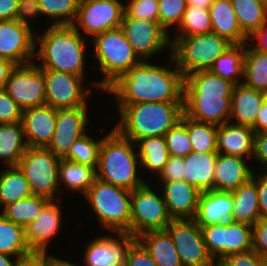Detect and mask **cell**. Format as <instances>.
I'll return each mask as SVG.
<instances>
[{
	"mask_svg": "<svg viewBox=\"0 0 267 266\" xmlns=\"http://www.w3.org/2000/svg\"><path fill=\"white\" fill-rule=\"evenodd\" d=\"M19 0H0V20H14Z\"/></svg>",
	"mask_w": 267,
	"mask_h": 266,
	"instance_id": "cell-56",
	"label": "cell"
},
{
	"mask_svg": "<svg viewBox=\"0 0 267 266\" xmlns=\"http://www.w3.org/2000/svg\"><path fill=\"white\" fill-rule=\"evenodd\" d=\"M260 266H267V258L261 257V259H260Z\"/></svg>",
	"mask_w": 267,
	"mask_h": 266,
	"instance_id": "cell-63",
	"label": "cell"
},
{
	"mask_svg": "<svg viewBox=\"0 0 267 266\" xmlns=\"http://www.w3.org/2000/svg\"><path fill=\"white\" fill-rule=\"evenodd\" d=\"M18 257H13L11 255L0 253V266H15Z\"/></svg>",
	"mask_w": 267,
	"mask_h": 266,
	"instance_id": "cell-62",
	"label": "cell"
},
{
	"mask_svg": "<svg viewBox=\"0 0 267 266\" xmlns=\"http://www.w3.org/2000/svg\"><path fill=\"white\" fill-rule=\"evenodd\" d=\"M23 109L11 98L5 89L0 90V123L22 121Z\"/></svg>",
	"mask_w": 267,
	"mask_h": 266,
	"instance_id": "cell-47",
	"label": "cell"
},
{
	"mask_svg": "<svg viewBox=\"0 0 267 266\" xmlns=\"http://www.w3.org/2000/svg\"><path fill=\"white\" fill-rule=\"evenodd\" d=\"M218 152H195L184 157V180L200 192L214 190V169Z\"/></svg>",
	"mask_w": 267,
	"mask_h": 266,
	"instance_id": "cell-27",
	"label": "cell"
},
{
	"mask_svg": "<svg viewBox=\"0 0 267 266\" xmlns=\"http://www.w3.org/2000/svg\"><path fill=\"white\" fill-rule=\"evenodd\" d=\"M42 70L45 77V105L57 110L89 108L88 97L92 95V88L104 91L96 81H92L89 86L85 82L86 79L80 76L50 69Z\"/></svg>",
	"mask_w": 267,
	"mask_h": 266,
	"instance_id": "cell-11",
	"label": "cell"
},
{
	"mask_svg": "<svg viewBox=\"0 0 267 266\" xmlns=\"http://www.w3.org/2000/svg\"><path fill=\"white\" fill-rule=\"evenodd\" d=\"M139 166L140 159L133 141L122 136L114 127L102 137L96 178L133 191L147 182L139 172Z\"/></svg>",
	"mask_w": 267,
	"mask_h": 266,
	"instance_id": "cell-5",
	"label": "cell"
},
{
	"mask_svg": "<svg viewBox=\"0 0 267 266\" xmlns=\"http://www.w3.org/2000/svg\"><path fill=\"white\" fill-rule=\"evenodd\" d=\"M263 103L267 105V91L263 92Z\"/></svg>",
	"mask_w": 267,
	"mask_h": 266,
	"instance_id": "cell-64",
	"label": "cell"
},
{
	"mask_svg": "<svg viewBox=\"0 0 267 266\" xmlns=\"http://www.w3.org/2000/svg\"><path fill=\"white\" fill-rule=\"evenodd\" d=\"M159 183L172 219H194L200 191L185 180Z\"/></svg>",
	"mask_w": 267,
	"mask_h": 266,
	"instance_id": "cell-23",
	"label": "cell"
},
{
	"mask_svg": "<svg viewBox=\"0 0 267 266\" xmlns=\"http://www.w3.org/2000/svg\"><path fill=\"white\" fill-rule=\"evenodd\" d=\"M44 266H79V264H73L70 260H63L60 257L44 252Z\"/></svg>",
	"mask_w": 267,
	"mask_h": 266,
	"instance_id": "cell-60",
	"label": "cell"
},
{
	"mask_svg": "<svg viewBox=\"0 0 267 266\" xmlns=\"http://www.w3.org/2000/svg\"><path fill=\"white\" fill-rule=\"evenodd\" d=\"M125 266H158L150 254L136 240L126 255Z\"/></svg>",
	"mask_w": 267,
	"mask_h": 266,
	"instance_id": "cell-51",
	"label": "cell"
},
{
	"mask_svg": "<svg viewBox=\"0 0 267 266\" xmlns=\"http://www.w3.org/2000/svg\"><path fill=\"white\" fill-rule=\"evenodd\" d=\"M15 66L10 60L0 57V90L5 89L8 75Z\"/></svg>",
	"mask_w": 267,
	"mask_h": 266,
	"instance_id": "cell-59",
	"label": "cell"
},
{
	"mask_svg": "<svg viewBox=\"0 0 267 266\" xmlns=\"http://www.w3.org/2000/svg\"><path fill=\"white\" fill-rule=\"evenodd\" d=\"M60 200H50L36 220L24 228L25 241L31 252H49L51 241L60 233L64 223Z\"/></svg>",
	"mask_w": 267,
	"mask_h": 266,
	"instance_id": "cell-20",
	"label": "cell"
},
{
	"mask_svg": "<svg viewBox=\"0 0 267 266\" xmlns=\"http://www.w3.org/2000/svg\"><path fill=\"white\" fill-rule=\"evenodd\" d=\"M49 201L47 198L32 195L5 206L0 213L6 219L25 228L36 220Z\"/></svg>",
	"mask_w": 267,
	"mask_h": 266,
	"instance_id": "cell-38",
	"label": "cell"
},
{
	"mask_svg": "<svg viewBox=\"0 0 267 266\" xmlns=\"http://www.w3.org/2000/svg\"><path fill=\"white\" fill-rule=\"evenodd\" d=\"M234 85L209 70L184 77V114L193 120L217 126L229 122Z\"/></svg>",
	"mask_w": 267,
	"mask_h": 266,
	"instance_id": "cell-2",
	"label": "cell"
},
{
	"mask_svg": "<svg viewBox=\"0 0 267 266\" xmlns=\"http://www.w3.org/2000/svg\"><path fill=\"white\" fill-rule=\"evenodd\" d=\"M173 31L174 36H191L211 32V16L209 10L198 6H187L182 20Z\"/></svg>",
	"mask_w": 267,
	"mask_h": 266,
	"instance_id": "cell-42",
	"label": "cell"
},
{
	"mask_svg": "<svg viewBox=\"0 0 267 266\" xmlns=\"http://www.w3.org/2000/svg\"><path fill=\"white\" fill-rule=\"evenodd\" d=\"M168 53L169 64L142 61L120 75L104 92L111 93L116 104L184 102V77L171 52Z\"/></svg>",
	"mask_w": 267,
	"mask_h": 266,
	"instance_id": "cell-1",
	"label": "cell"
},
{
	"mask_svg": "<svg viewBox=\"0 0 267 266\" xmlns=\"http://www.w3.org/2000/svg\"><path fill=\"white\" fill-rule=\"evenodd\" d=\"M262 104V91L255 90L244 83L234 85L229 121L234 124L253 127Z\"/></svg>",
	"mask_w": 267,
	"mask_h": 266,
	"instance_id": "cell-26",
	"label": "cell"
},
{
	"mask_svg": "<svg viewBox=\"0 0 267 266\" xmlns=\"http://www.w3.org/2000/svg\"><path fill=\"white\" fill-rule=\"evenodd\" d=\"M15 266H44V252H31L20 257Z\"/></svg>",
	"mask_w": 267,
	"mask_h": 266,
	"instance_id": "cell-57",
	"label": "cell"
},
{
	"mask_svg": "<svg viewBox=\"0 0 267 266\" xmlns=\"http://www.w3.org/2000/svg\"><path fill=\"white\" fill-rule=\"evenodd\" d=\"M241 30L249 36L267 19V4L260 0H231Z\"/></svg>",
	"mask_w": 267,
	"mask_h": 266,
	"instance_id": "cell-37",
	"label": "cell"
},
{
	"mask_svg": "<svg viewBox=\"0 0 267 266\" xmlns=\"http://www.w3.org/2000/svg\"><path fill=\"white\" fill-rule=\"evenodd\" d=\"M158 8L159 23L170 34L180 24L187 3L186 0H158Z\"/></svg>",
	"mask_w": 267,
	"mask_h": 266,
	"instance_id": "cell-44",
	"label": "cell"
},
{
	"mask_svg": "<svg viewBox=\"0 0 267 266\" xmlns=\"http://www.w3.org/2000/svg\"><path fill=\"white\" fill-rule=\"evenodd\" d=\"M43 19L52 25H72L76 19L80 0H38Z\"/></svg>",
	"mask_w": 267,
	"mask_h": 266,
	"instance_id": "cell-41",
	"label": "cell"
},
{
	"mask_svg": "<svg viewBox=\"0 0 267 266\" xmlns=\"http://www.w3.org/2000/svg\"><path fill=\"white\" fill-rule=\"evenodd\" d=\"M87 107L58 109L55 132L47 148L60 158H64L72 144L89 132V113Z\"/></svg>",
	"mask_w": 267,
	"mask_h": 266,
	"instance_id": "cell-19",
	"label": "cell"
},
{
	"mask_svg": "<svg viewBox=\"0 0 267 266\" xmlns=\"http://www.w3.org/2000/svg\"><path fill=\"white\" fill-rule=\"evenodd\" d=\"M252 160L259 162L267 171V132L255 133Z\"/></svg>",
	"mask_w": 267,
	"mask_h": 266,
	"instance_id": "cell-54",
	"label": "cell"
},
{
	"mask_svg": "<svg viewBox=\"0 0 267 266\" xmlns=\"http://www.w3.org/2000/svg\"><path fill=\"white\" fill-rule=\"evenodd\" d=\"M124 13L129 18L159 22L158 0H125Z\"/></svg>",
	"mask_w": 267,
	"mask_h": 266,
	"instance_id": "cell-46",
	"label": "cell"
},
{
	"mask_svg": "<svg viewBox=\"0 0 267 266\" xmlns=\"http://www.w3.org/2000/svg\"><path fill=\"white\" fill-rule=\"evenodd\" d=\"M102 137L96 140L88 133L77 139L64 159L97 168Z\"/></svg>",
	"mask_w": 267,
	"mask_h": 266,
	"instance_id": "cell-43",
	"label": "cell"
},
{
	"mask_svg": "<svg viewBox=\"0 0 267 266\" xmlns=\"http://www.w3.org/2000/svg\"><path fill=\"white\" fill-rule=\"evenodd\" d=\"M0 171V211L5 206L33 195L30 185L18 167Z\"/></svg>",
	"mask_w": 267,
	"mask_h": 266,
	"instance_id": "cell-34",
	"label": "cell"
},
{
	"mask_svg": "<svg viewBox=\"0 0 267 266\" xmlns=\"http://www.w3.org/2000/svg\"><path fill=\"white\" fill-rule=\"evenodd\" d=\"M123 14V0H80L72 25L91 40L97 34L120 27Z\"/></svg>",
	"mask_w": 267,
	"mask_h": 266,
	"instance_id": "cell-13",
	"label": "cell"
},
{
	"mask_svg": "<svg viewBox=\"0 0 267 266\" xmlns=\"http://www.w3.org/2000/svg\"><path fill=\"white\" fill-rule=\"evenodd\" d=\"M188 131L195 152H217V125L193 120L183 114L180 121Z\"/></svg>",
	"mask_w": 267,
	"mask_h": 266,
	"instance_id": "cell-40",
	"label": "cell"
},
{
	"mask_svg": "<svg viewBox=\"0 0 267 266\" xmlns=\"http://www.w3.org/2000/svg\"><path fill=\"white\" fill-rule=\"evenodd\" d=\"M248 163L249 159L218 153L214 169V190L232 192L246 183L255 171Z\"/></svg>",
	"mask_w": 267,
	"mask_h": 266,
	"instance_id": "cell-24",
	"label": "cell"
},
{
	"mask_svg": "<svg viewBox=\"0 0 267 266\" xmlns=\"http://www.w3.org/2000/svg\"><path fill=\"white\" fill-rule=\"evenodd\" d=\"M231 193L233 196L232 215L235 222L253 225L261 219L257 184L252 178Z\"/></svg>",
	"mask_w": 267,
	"mask_h": 266,
	"instance_id": "cell-32",
	"label": "cell"
},
{
	"mask_svg": "<svg viewBox=\"0 0 267 266\" xmlns=\"http://www.w3.org/2000/svg\"><path fill=\"white\" fill-rule=\"evenodd\" d=\"M211 32L228 39L233 44L247 43V35L241 30L231 0H214L209 9Z\"/></svg>",
	"mask_w": 267,
	"mask_h": 266,
	"instance_id": "cell-28",
	"label": "cell"
},
{
	"mask_svg": "<svg viewBox=\"0 0 267 266\" xmlns=\"http://www.w3.org/2000/svg\"><path fill=\"white\" fill-rule=\"evenodd\" d=\"M37 29L21 24L16 19L0 20V57L15 65L32 63L35 57Z\"/></svg>",
	"mask_w": 267,
	"mask_h": 266,
	"instance_id": "cell-17",
	"label": "cell"
},
{
	"mask_svg": "<svg viewBox=\"0 0 267 266\" xmlns=\"http://www.w3.org/2000/svg\"><path fill=\"white\" fill-rule=\"evenodd\" d=\"M5 91L23 109L45 105V77L34 62L16 65L9 73Z\"/></svg>",
	"mask_w": 267,
	"mask_h": 266,
	"instance_id": "cell-16",
	"label": "cell"
},
{
	"mask_svg": "<svg viewBox=\"0 0 267 266\" xmlns=\"http://www.w3.org/2000/svg\"><path fill=\"white\" fill-rule=\"evenodd\" d=\"M245 44H234L225 53L220 55L209 68V71L235 85L244 80Z\"/></svg>",
	"mask_w": 267,
	"mask_h": 266,
	"instance_id": "cell-35",
	"label": "cell"
},
{
	"mask_svg": "<svg viewBox=\"0 0 267 266\" xmlns=\"http://www.w3.org/2000/svg\"><path fill=\"white\" fill-rule=\"evenodd\" d=\"M164 138L170 156L185 157L193 151L187 128L181 122L171 128Z\"/></svg>",
	"mask_w": 267,
	"mask_h": 266,
	"instance_id": "cell-45",
	"label": "cell"
},
{
	"mask_svg": "<svg viewBox=\"0 0 267 266\" xmlns=\"http://www.w3.org/2000/svg\"><path fill=\"white\" fill-rule=\"evenodd\" d=\"M209 255L215 262L221 258L252 249V225L234 222L228 226L212 224L201 227Z\"/></svg>",
	"mask_w": 267,
	"mask_h": 266,
	"instance_id": "cell-15",
	"label": "cell"
},
{
	"mask_svg": "<svg viewBox=\"0 0 267 266\" xmlns=\"http://www.w3.org/2000/svg\"><path fill=\"white\" fill-rule=\"evenodd\" d=\"M60 159L47 147H27L17 167L27 179L34 196L48 200L62 196L58 178Z\"/></svg>",
	"mask_w": 267,
	"mask_h": 266,
	"instance_id": "cell-9",
	"label": "cell"
},
{
	"mask_svg": "<svg viewBox=\"0 0 267 266\" xmlns=\"http://www.w3.org/2000/svg\"><path fill=\"white\" fill-rule=\"evenodd\" d=\"M243 83L258 91H267V52L253 50L245 43Z\"/></svg>",
	"mask_w": 267,
	"mask_h": 266,
	"instance_id": "cell-36",
	"label": "cell"
},
{
	"mask_svg": "<svg viewBox=\"0 0 267 266\" xmlns=\"http://www.w3.org/2000/svg\"><path fill=\"white\" fill-rule=\"evenodd\" d=\"M91 40L90 43L94 46L93 68L98 66L103 74V80L95 81L103 90L120 75L142 62L120 27L97 34Z\"/></svg>",
	"mask_w": 267,
	"mask_h": 266,
	"instance_id": "cell-7",
	"label": "cell"
},
{
	"mask_svg": "<svg viewBox=\"0 0 267 266\" xmlns=\"http://www.w3.org/2000/svg\"><path fill=\"white\" fill-rule=\"evenodd\" d=\"M57 109L42 105L23 110L22 124L28 147H47L53 138Z\"/></svg>",
	"mask_w": 267,
	"mask_h": 266,
	"instance_id": "cell-22",
	"label": "cell"
},
{
	"mask_svg": "<svg viewBox=\"0 0 267 266\" xmlns=\"http://www.w3.org/2000/svg\"><path fill=\"white\" fill-rule=\"evenodd\" d=\"M261 257L253 250L227 255L215 263V266H260Z\"/></svg>",
	"mask_w": 267,
	"mask_h": 266,
	"instance_id": "cell-49",
	"label": "cell"
},
{
	"mask_svg": "<svg viewBox=\"0 0 267 266\" xmlns=\"http://www.w3.org/2000/svg\"><path fill=\"white\" fill-rule=\"evenodd\" d=\"M232 209L231 192L217 190L200 192L194 220L200 228L212 224L228 226L235 222Z\"/></svg>",
	"mask_w": 267,
	"mask_h": 266,
	"instance_id": "cell-21",
	"label": "cell"
},
{
	"mask_svg": "<svg viewBox=\"0 0 267 266\" xmlns=\"http://www.w3.org/2000/svg\"><path fill=\"white\" fill-rule=\"evenodd\" d=\"M120 28L142 61H150L167 48L171 52L172 33L169 34L158 21L129 18L124 13Z\"/></svg>",
	"mask_w": 267,
	"mask_h": 266,
	"instance_id": "cell-12",
	"label": "cell"
},
{
	"mask_svg": "<svg viewBox=\"0 0 267 266\" xmlns=\"http://www.w3.org/2000/svg\"><path fill=\"white\" fill-rule=\"evenodd\" d=\"M255 133L267 132V105L262 104L259 109L256 122L252 127Z\"/></svg>",
	"mask_w": 267,
	"mask_h": 266,
	"instance_id": "cell-58",
	"label": "cell"
},
{
	"mask_svg": "<svg viewBox=\"0 0 267 266\" xmlns=\"http://www.w3.org/2000/svg\"><path fill=\"white\" fill-rule=\"evenodd\" d=\"M116 106L120 120L113 127L135 144L146 137H164L184 114V102H142Z\"/></svg>",
	"mask_w": 267,
	"mask_h": 266,
	"instance_id": "cell-4",
	"label": "cell"
},
{
	"mask_svg": "<svg viewBox=\"0 0 267 266\" xmlns=\"http://www.w3.org/2000/svg\"><path fill=\"white\" fill-rule=\"evenodd\" d=\"M109 235L101 234L85 245L82 258L84 265L79 266H125L127 252L136 238L129 233Z\"/></svg>",
	"mask_w": 267,
	"mask_h": 266,
	"instance_id": "cell-18",
	"label": "cell"
},
{
	"mask_svg": "<svg viewBox=\"0 0 267 266\" xmlns=\"http://www.w3.org/2000/svg\"><path fill=\"white\" fill-rule=\"evenodd\" d=\"M136 147L140 169H144L143 172L149 171V174H153L154 177L159 176L170 157L165 138L163 136L146 137L140 139Z\"/></svg>",
	"mask_w": 267,
	"mask_h": 266,
	"instance_id": "cell-33",
	"label": "cell"
},
{
	"mask_svg": "<svg viewBox=\"0 0 267 266\" xmlns=\"http://www.w3.org/2000/svg\"><path fill=\"white\" fill-rule=\"evenodd\" d=\"M252 249L260 256L267 258V219L257 220L252 225Z\"/></svg>",
	"mask_w": 267,
	"mask_h": 266,
	"instance_id": "cell-52",
	"label": "cell"
},
{
	"mask_svg": "<svg viewBox=\"0 0 267 266\" xmlns=\"http://www.w3.org/2000/svg\"><path fill=\"white\" fill-rule=\"evenodd\" d=\"M136 240L158 266H183L173 240L166 229L144 232L136 237Z\"/></svg>",
	"mask_w": 267,
	"mask_h": 266,
	"instance_id": "cell-29",
	"label": "cell"
},
{
	"mask_svg": "<svg viewBox=\"0 0 267 266\" xmlns=\"http://www.w3.org/2000/svg\"><path fill=\"white\" fill-rule=\"evenodd\" d=\"M40 15L42 16L38 0H19L15 17L18 22L34 30L32 24L36 18L41 17Z\"/></svg>",
	"mask_w": 267,
	"mask_h": 266,
	"instance_id": "cell-48",
	"label": "cell"
},
{
	"mask_svg": "<svg viewBox=\"0 0 267 266\" xmlns=\"http://www.w3.org/2000/svg\"><path fill=\"white\" fill-rule=\"evenodd\" d=\"M214 0H186L187 6H198L202 9L209 10Z\"/></svg>",
	"mask_w": 267,
	"mask_h": 266,
	"instance_id": "cell-61",
	"label": "cell"
},
{
	"mask_svg": "<svg viewBox=\"0 0 267 266\" xmlns=\"http://www.w3.org/2000/svg\"><path fill=\"white\" fill-rule=\"evenodd\" d=\"M170 41L171 55L183 77L209 70L214 61L234 45L213 32L171 36Z\"/></svg>",
	"mask_w": 267,
	"mask_h": 266,
	"instance_id": "cell-8",
	"label": "cell"
},
{
	"mask_svg": "<svg viewBox=\"0 0 267 266\" xmlns=\"http://www.w3.org/2000/svg\"><path fill=\"white\" fill-rule=\"evenodd\" d=\"M253 171L252 179L257 184L258 203L261 219H267V171ZM260 172V173H259Z\"/></svg>",
	"mask_w": 267,
	"mask_h": 266,
	"instance_id": "cell-53",
	"label": "cell"
},
{
	"mask_svg": "<svg viewBox=\"0 0 267 266\" xmlns=\"http://www.w3.org/2000/svg\"><path fill=\"white\" fill-rule=\"evenodd\" d=\"M22 121L0 123V161L8 167H17L27 149Z\"/></svg>",
	"mask_w": 267,
	"mask_h": 266,
	"instance_id": "cell-30",
	"label": "cell"
},
{
	"mask_svg": "<svg viewBox=\"0 0 267 266\" xmlns=\"http://www.w3.org/2000/svg\"><path fill=\"white\" fill-rule=\"evenodd\" d=\"M184 167V157L170 156L157 179H159V182L184 180Z\"/></svg>",
	"mask_w": 267,
	"mask_h": 266,
	"instance_id": "cell-50",
	"label": "cell"
},
{
	"mask_svg": "<svg viewBox=\"0 0 267 266\" xmlns=\"http://www.w3.org/2000/svg\"><path fill=\"white\" fill-rule=\"evenodd\" d=\"M247 44L256 51L267 52V19L247 37Z\"/></svg>",
	"mask_w": 267,
	"mask_h": 266,
	"instance_id": "cell-55",
	"label": "cell"
},
{
	"mask_svg": "<svg viewBox=\"0 0 267 266\" xmlns=\"http://www.w3.org/2000/svg\"><path fill=\"white\" fill-rule=\"evenodd\" d=\"M131 192L96 178L83 199L95 213L101 229L107 230L108 234H130Z\"/></svg>",
	"mask_w": 267,
	"mask_h": 266,
	"instance_id": "cell-6",
	"label": "cell"
},
{
	"mask_svg": "<svg viewBox=\"0 0 267 266\" xmlns=\"http://www.w3.org/2000/svg\"><path fill=\"white\" fill-rule=\"evenodd\" d=\"M0 253L23 257L31 253L25 241L24 227L6 219L0 213Z\"/></svg>",
	"mask_w": 267,
	"mask_h": 266,
	"instance_id": "cell-39",
	"label": "cell"
},
{
	"mask_svg": "<svg viewBox=\"0 0 267 266\" xmlns=\"http://www.w3.org/2000/svg\"><path fill=\"white\" fill-rule=\"evenodd\" d=\"M35 35L33 61L41 69L70 73L86 78L88 38L73 25H50ZM38 62V63H37ZM40 63V64H39ZM85 67V68H84Z\"/></svg>",
	"mask_w": 267,
	"mask_h": 266,
	"instance_id": "cell-3",
	"label": "cell"
},
{
	"mask_svg": "<svg viewBox=\"0 0 267 266\" xmlns=\"http://www.w3.org/2000/svg\"><path fill=\"white\" fill-rule=\"evenodd\" d=\"M58 178L63 190L84 196L96 179V168L61 158Z\"/></svg>",
	"mask_w": 267,
	"mask_h": 266,
	"instance_id": "cell-31",
	"label": "cell"
},
{
	"mask_svg": "<svg viewBox=\"0 0 267 266\" xmlns=\"http://www.w3.org/2000/svg\"><path fill=\"white\" fill-rule=\"evenodd\" d=\"M254 129L249 126L225 122L217 126V152L252 159Z\"/></svg>",
	"mask_w": 267,
	"mask_h": 266,
	"instance_id": "cell-25",
	"label": "cell"
},
{
	"mask_svg": "<svg viewBox=\"0 0 267 266\" xmlns=\"http://www.w3.org/2000/svg\"><path fill=\"white\" fill-rule=\"evenodd\" d=\"M260 1L264 2L265 4H267V0H260Z\"/></svg>",
	"mask_w": 267,
	"mask_h": 266,
	"instance_id": "cell-65",
	"label": "cell"
},
{
	"mask_svg": "<svg viewBox=\"0 0 267 266\" xmlns=\"http://www.w3.org/2000/svg\"><path fill=\"white\" fill-rule=\"evenodd\" d=\"M183 266H215L194 219H173L166 227Z\"/></svg>",
	"mask_w": 267,
	"mask_h": 266,
	"instance_id": "cell-14",
	"label": "cell"
},
{
	"mask_svg": "<svg viewBox=\"0 0 267 266\" xmlns=\"http://www.w3.org/2000/svg\"><path fill=\"white\" fill-rule=\"evenodd\" d=\"M151 180L131 192L130 235L134 238L147 231L164 230L173 220L162 193L154 191Z\"/></svg>",
	"mask_w": 267,
	"mask_h": 266,
	"instance_id": "cell-10",
	"label": "cell"
}]
</instances>
